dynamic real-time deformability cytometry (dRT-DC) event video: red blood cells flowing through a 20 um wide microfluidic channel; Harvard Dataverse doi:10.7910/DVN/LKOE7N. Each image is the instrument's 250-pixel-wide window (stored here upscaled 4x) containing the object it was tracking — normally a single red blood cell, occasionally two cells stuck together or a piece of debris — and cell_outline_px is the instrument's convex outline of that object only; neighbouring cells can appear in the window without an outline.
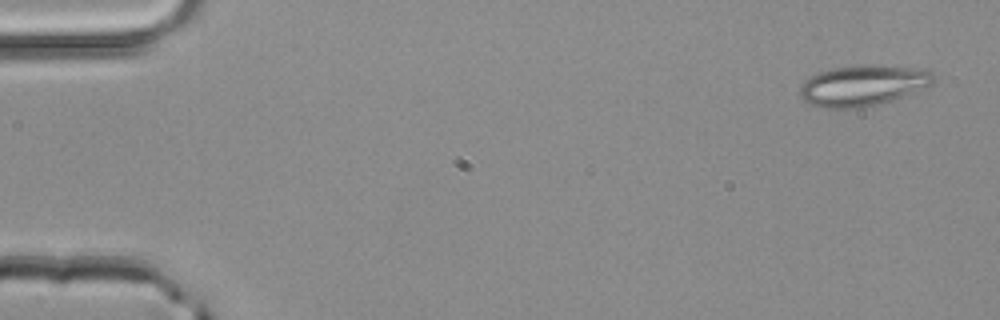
{"species": "common noctule bat (a hibernating species)", "species_latin": "Nyctalus noctula", "temperature_condition": "room temperature", "stored_images_in_passage": 3, "camera_frame_rate_fps": 3000, "um_per_image_px": 0.085, "animal": {"sex": "male", "body_mass_g": 20.4}, "frame": {"image": 1, "passage_image": 1, "time_ms": 0.0, "image_size_px": [1000, 320], "cell_outline_px": [[932, 84], [924, 88], [892, 100], [880, 104], [856, 108], [824, 108], [812, 104], [804, 100], [800, 96], [800, 88], [804, 80], [820, 72], [832, 68], [864, 64], [924, 68], [932, 72]], "centroid_in_image_um": [73.35, 7.25], "position_along_channel_um": 11.7, "area_um2": 31.62}}